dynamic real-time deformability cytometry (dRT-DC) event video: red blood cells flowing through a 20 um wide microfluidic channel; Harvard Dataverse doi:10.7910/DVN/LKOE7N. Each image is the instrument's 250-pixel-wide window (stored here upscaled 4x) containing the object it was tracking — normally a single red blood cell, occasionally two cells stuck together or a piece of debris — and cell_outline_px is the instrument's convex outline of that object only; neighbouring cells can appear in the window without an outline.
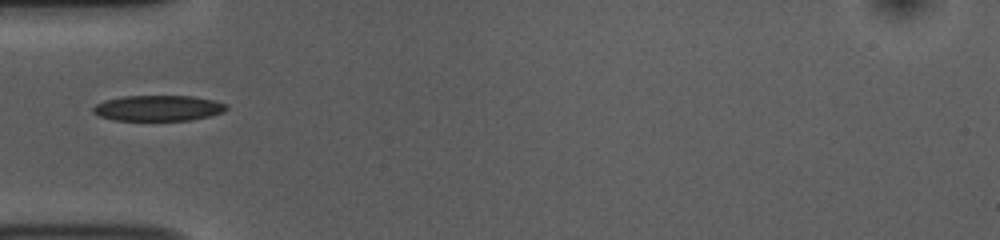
{"species": "common noctule bat (a hibernating species)", "species_latin": "Nyctalus noctula", "temperature_condition": "room temperature", "stored_images_in_passage": 37, "camera_frame_rate_fps": 3000, "um_per_image_px": 0.085, "animal": {"sex": "female", "body_mass_g": 10.0, "forearm_length_mm": 53.1}, "frame": {"image": 1, "passage_image": 1, "time_ms": 0.0, "image_size_px": [1000, 240], "cell_outline_px": [[228, 108], [224, 112], [212, 116], [188, 120], [112, 120], [100, 116], [92, 112], [92, 108], [96, 104], [104, 100], [124, 96], [192, 96], [212, 100], [228, 104]], "centroid_in_image_um": [13.46, 9.19], "position_along_channel_um": 71.5, "area_um2": 20.0}}
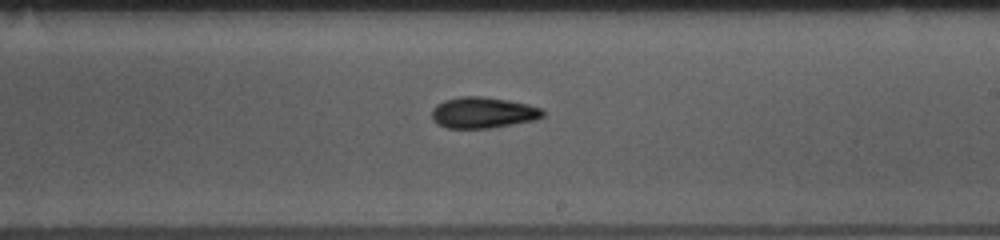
{"frame": {"image": 2, "passage_image": 15, "time_ms": 4.667, "image_size_px": [1000, 240], "cell_outline_px": [[544, 116], [536, 120], [492, 128], [448, 128], [436, 124], [432, 120], [432, 108], [436, 104], [444, 100], [460, 96], [480, 96], [508, 100], [528, 104], [544, 108]], "centroid_in_image_um": [41.06, 9.57], "position_along_channel_um": 247.9, "area_um2": 20.4}}
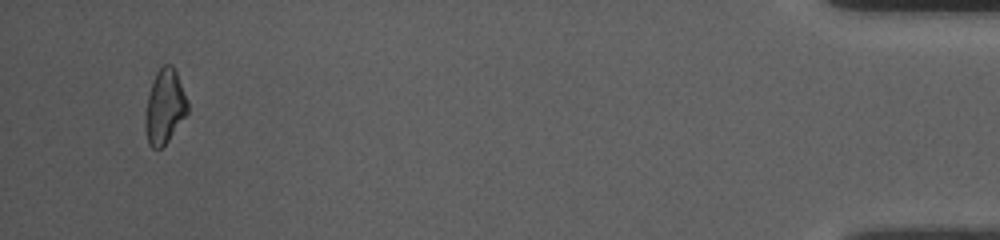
{"frame": {"image": 3, "passage_image": 35, "time_ms": 11.333, "image_size_px": [1000, 240], "cell_outline_px": [[188, 112], [168, 140], [160, 148], [152, 148], [148, 144], [144, 124], [144, 120], [148, 96], [152, 80], [156, 72], [164, 64], [172, 64], [176, 72], [188, 100]], "centroid_in_image_um": [13.99, 9.05], "position_along_channel_um": 421.2, "area_um2": 18.26}}